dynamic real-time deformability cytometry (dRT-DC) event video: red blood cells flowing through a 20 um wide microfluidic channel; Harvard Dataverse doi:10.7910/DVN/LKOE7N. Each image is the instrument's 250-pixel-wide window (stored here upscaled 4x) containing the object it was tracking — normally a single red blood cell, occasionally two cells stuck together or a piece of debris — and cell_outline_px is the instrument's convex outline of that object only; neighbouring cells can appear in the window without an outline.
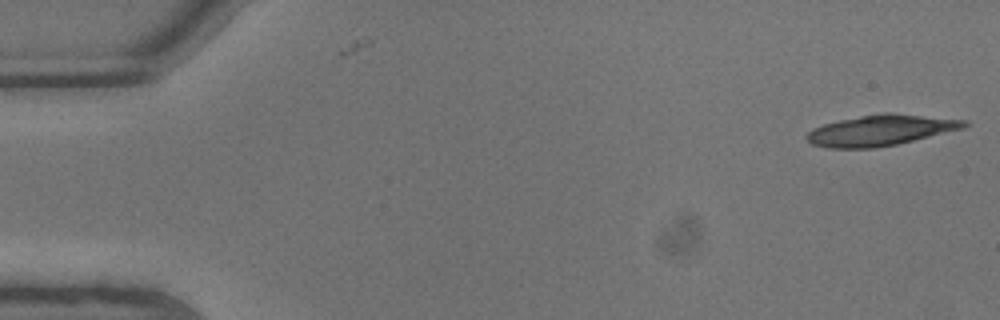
{"species": "common noctule bat (a hibernating species)", "species_latin": "Nyctalus noctula", "temperature_condition": "warm", "stored_images_in_passage": 6, "camera_frame_rate_fps": 3000, "um_per_image_px": 0.085, "animal": {"sex": "male", "body_mass_g": 13.3}, "frame": {"image": 1, "passage_image": 1, "time_ms": 0.0, "image_size_px": [1000, 320], "cell_outline_px": [[968, 124], [964, 128], [896, 144], [872, 148], [828, 148], [812, 144], [804, 136], [812, 128], [824, 124], [840, 120], [880, 112], [892, 112], [968, 120]], "centroid_in_image_um": [74.85, 11.06], "position_along_channel_um": 10.2, "area_um2": 28.21}}
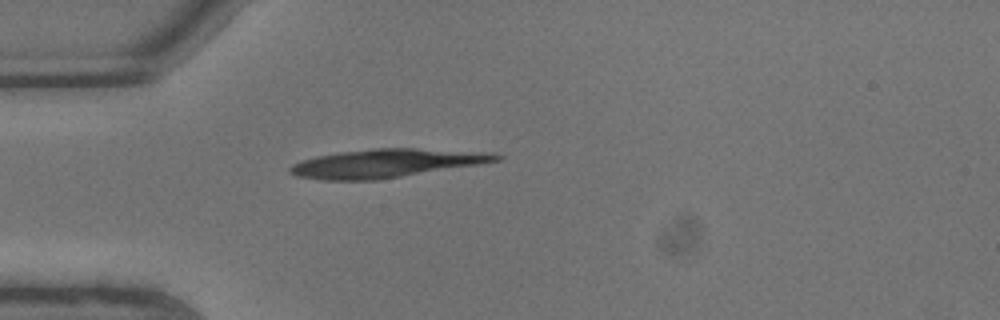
{"frame": {"image": 2, "passage_image": 6, "time_ms": 1.667, "image_size_px": [1000, 320], "cell_outline_px": [[504, 156], [500, 160], [480, 164], [376, 180], [320, 180], [296, 176], [288, 172], [288, 168], [292, 164], [300, 160], [316, 156], [340, 152], [376, 148], [416, 148], [492, 152]], "centroid_in_image_um": [32.82, 13.87], "position_along_channel_um": 52.2, "area_um2": 34.33}}